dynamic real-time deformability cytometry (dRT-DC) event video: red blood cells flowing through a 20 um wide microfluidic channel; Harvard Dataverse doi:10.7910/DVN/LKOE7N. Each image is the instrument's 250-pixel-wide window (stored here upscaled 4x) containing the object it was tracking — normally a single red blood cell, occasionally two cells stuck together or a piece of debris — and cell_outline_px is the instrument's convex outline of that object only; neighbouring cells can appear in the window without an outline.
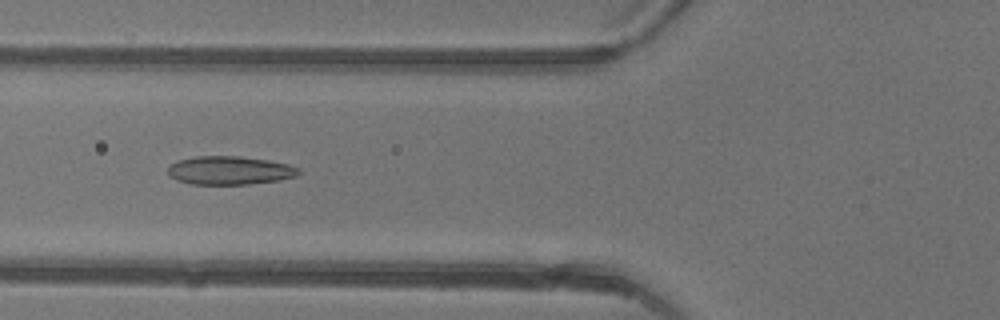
{"species": "common noctule bat (a hibernating species)", "species_latin": "Nyctalus noctula", "temperature_condition": "warm", "stored_images_in_passage": 47, "camera_frame_rate_fps": 3000, "um_per_image_px": 0.085, "animal": {"sex": "female"}, "frame": {"image": 1, "passage_image": 19, "time_ms": 6.0, "image_size_px": [1000, 320], "cell_outline_px": [[300, 172], [296, 176], [280, 180], [248, 184], [192, 184], [176, 180], [168, 176], [168, 168], [176, 160], [196, 156], [240, 156], [268, 160], [288, 164], [300, 168]], "centroid_in_image_um": [19.51, 14.48], "position_along_channel_um": 106.3, "area_um2": 21.79}}
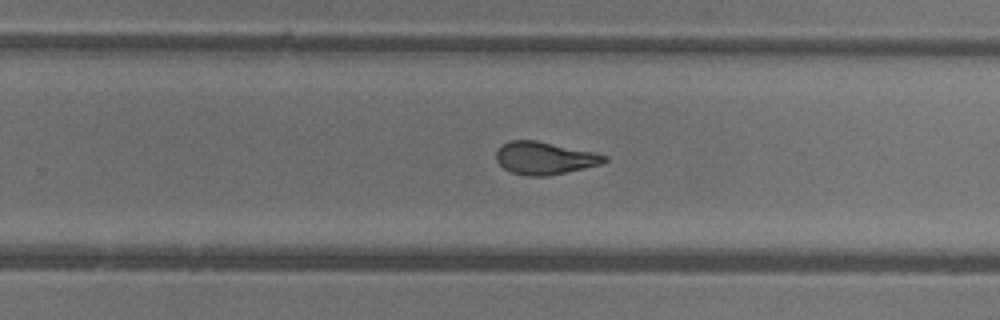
{"frame": {"image": 2, "passage_image": 31, "time_ms": 10.0, "image_size_px": [1000, 320], "cell_outline_px": [[608, 160], [600, 164], [584, 168], [548, 176], [528, 176], [512, 172], [504, 168], [496, 160], [496, 152], [504, 144], [512, 140], [536, 140], [592, 152], [608, 156]], "centroid_in_image_um": [46.29, 13.44], "position_along_channel_um": 283.5, "area_um2": 20.23}}
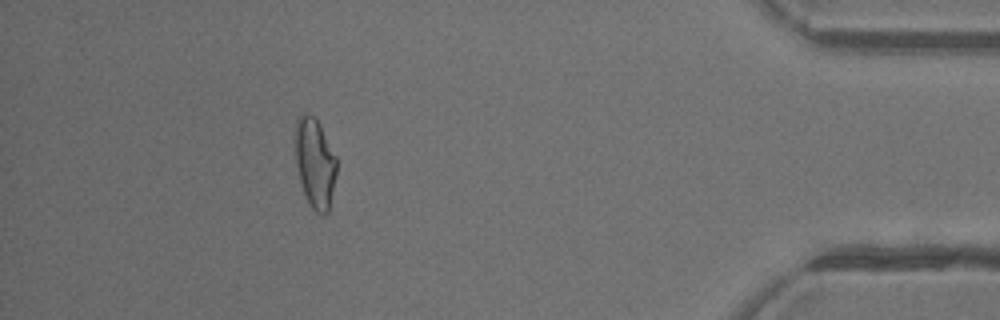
{"frame": {"image": 3, "passage_image": 43, "time_ms": 14.0, "image_size_px": [1000, 320], "cell_outline_px": [[336, 176], [328, 212], [324, 216], [316, 212], [312, 208], [304, 192], [300, 180], [296, 164], [296, 120], [300, 116], [308, 112], [316, 116], [336, 156]], "centroid_in_image_um": [26.79, 13.83], "position_along_channel_um": 408.4, "area_um2": 21.5}, "authors_computed_cell_mechanics": {"area_um2": 21.7906, "velocity_mm_per_s": 4.4362, "shape_relaxation_time_tau1_ms": 6.3056, "shape_relaxation_time_tau2_ms": 1.4529, "deformation_change_tau1": 0.1947, "deformation_change_tau2": 0.0877}}